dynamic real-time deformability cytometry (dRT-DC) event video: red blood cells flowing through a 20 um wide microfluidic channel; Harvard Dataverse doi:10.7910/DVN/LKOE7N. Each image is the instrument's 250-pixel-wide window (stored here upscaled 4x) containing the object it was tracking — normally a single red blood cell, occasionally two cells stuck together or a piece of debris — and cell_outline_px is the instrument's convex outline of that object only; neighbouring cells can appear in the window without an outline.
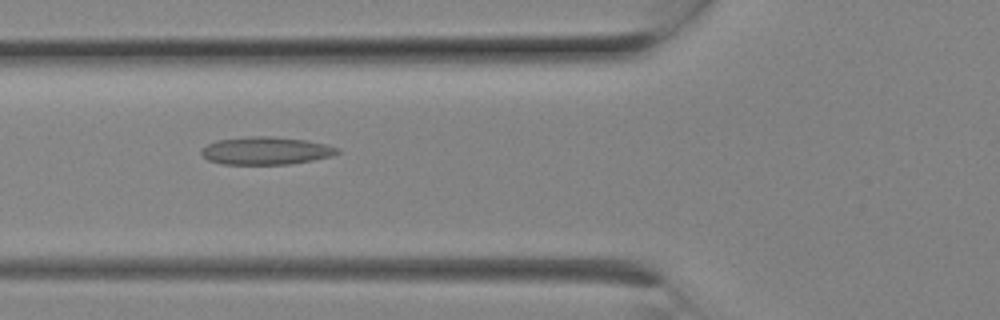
{"species": "Egyptian fruit bat (a non-hibernating species)", "species_latin": "Rousettus aegyptiacus", "temperature_condition": "room temperature", "stored_images_in_passage": 9, "camera_frame_rate_fps": 3000, "um_per_image_px": 0.085, "animal": {"sex": "female"}, "frame": {"image": 1, "passage_image": 8, "time_ms": 2.333, "image_size_px": [1000, 320], "cell_outline_px": [[340, 152], [332, 156], [292, 164], [220, 164], [208, 160], [200, 152], [208, 144], [216, 140], [252, 136], [268, 136], [304, 140], [324, 144], [340, 148]], "centroid_in_image_um": [22.61, 12.82], "position_along_channel_um": 103.2, "area_um2": 21.85}}
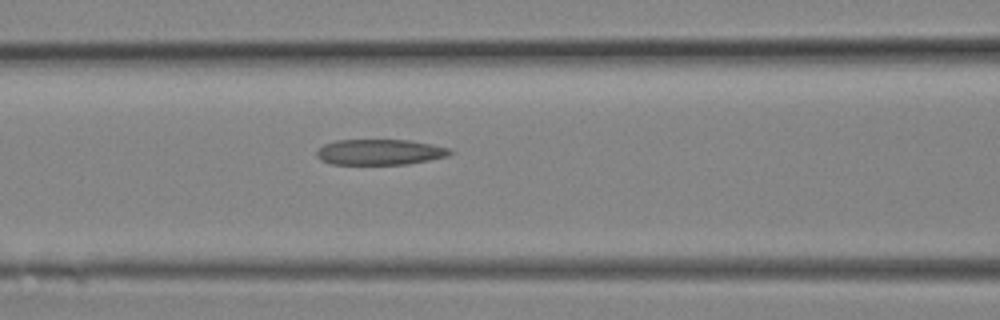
{"frame": {"image": 2, "passage_image": 9, "time_ms": 2.667, "image_size_px": [1000, 320], "cell_outline_px": [[452, 152], [448, 156], [408, 164], [332, 164], [320, 160], [316, 156], [316, 152], [324, 144], [336, 140], [408, 140], [432, 144], [448, 148]], "centroid_in_image_um": [32.26, 12.92], "position_along_channel_um": 134.3, "area_um2": 19.83}}